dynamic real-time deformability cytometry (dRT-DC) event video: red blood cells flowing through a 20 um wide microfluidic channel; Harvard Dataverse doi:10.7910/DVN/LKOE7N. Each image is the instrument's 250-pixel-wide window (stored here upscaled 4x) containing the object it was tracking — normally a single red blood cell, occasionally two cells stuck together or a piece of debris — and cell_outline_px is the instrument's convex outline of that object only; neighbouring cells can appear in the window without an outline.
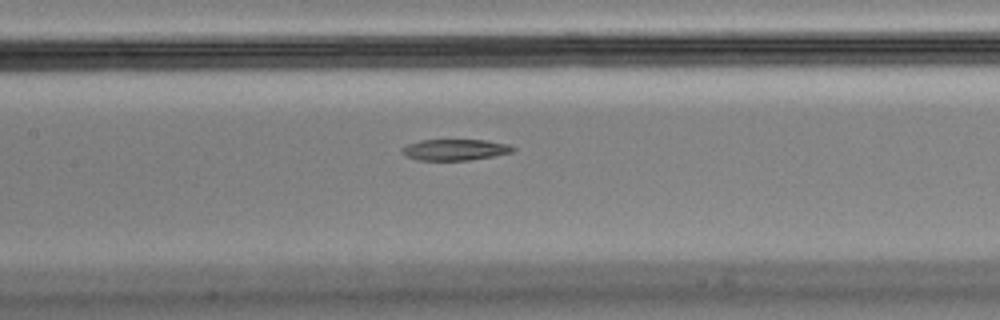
{"species": "Egyptian fruit bat (a non-hibernating species)", "species_latin": "Rousettus aegyptiacus", "temperature_condition": "cold", "stored_images_in_passage": 41, "camera_frame_rate_fps": 3000, "um_per_image_px": 0.085, "animal": {"sex": "male"}, "frame": {"image": 1, "passage_image": 18, "time_ms": 5.667, "image_size_px": [1000, 320], "cell_outline_px": [[516, 148], [512, 152], [492, 156], [468, 160], [416, 160], [400, 152], [400, 148], [408, 144], [420, 140], [488, 140], [508, 144]], "centroid_in_image_um": [38.65, 12.72], "position_along_channel_um": 168.7, "area_um2": 13.64}, "authors_computed_cell_mechanics": {"area_um2": 15.5482, "velocity_mm_per_s": 3.5732, "shape_relaxation_time_tau1_ms": null, "shape_relaxation_time_tau2_ms": 2.7457, "deformation_change_tau1": null, "deformation_change_tau2": 0.0943}}